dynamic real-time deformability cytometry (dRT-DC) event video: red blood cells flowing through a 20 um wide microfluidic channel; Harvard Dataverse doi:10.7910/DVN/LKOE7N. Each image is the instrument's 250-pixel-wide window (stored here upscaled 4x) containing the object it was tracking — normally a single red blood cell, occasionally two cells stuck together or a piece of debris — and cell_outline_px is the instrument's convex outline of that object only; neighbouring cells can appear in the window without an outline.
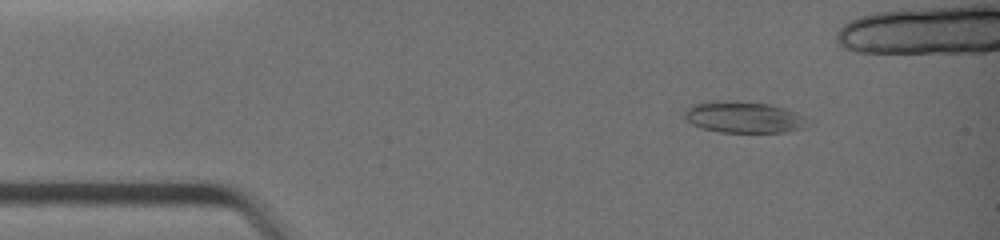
{"species": "common noctule bat (a hibernating species)", "species_latin": "Nyctalus noctula", "temperature_condition": "warm", "stored_images_in_passage": 36, "camera_frame_rate_fps": 3000, "um_per_image_px": 0.085, "animal": {"sex": "female", "body_mass_g": 19.0, "forearm_length_mm": 51.5}, "frame": {"image": 1, "passage_image": 5, "time_ms": 1.333, "image_size_px": [1000, 240], "cell_outline_px": [[804, 128], [784, 132], [720, 132], [704, 128], [692, 124], [684, 120], [684, 112], [692, 104], [704, 100], [736, 100], [768, 104], [784, 108], [796, 112], [804, 116]], "centroid_in_image_um": [63.12, 9.93], "position_along_channel_um": 21.9, "area_um2": 22.66}}
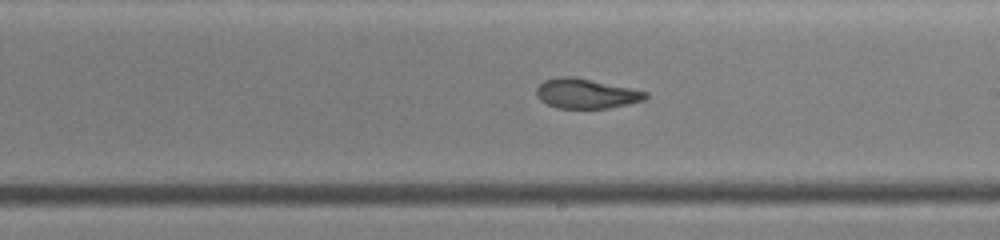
{"frame": {"image": 2, "passage_image": 23, "time_ms": 7.333, "image_size_px": [1000, 240], "cell_outline_px": [[648, 96], [644, 100], [628, 104], [608, 108], [556, 108], [540, 100], [536, 96], [536, 88], [544, 80], [556, 76], [576, 76], [648, 92]], "centroid_in_image_um": [49.79, 7.94], "position_along_channel_um": 239.2, "area_um2": 19.07}}
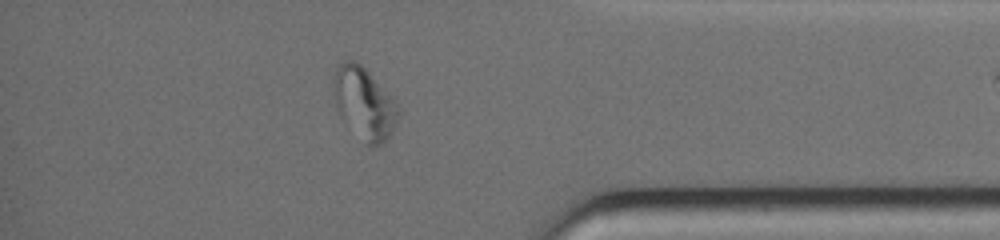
{"frame": {"image": 3, "passage_image": 34, "time_ms": 11.0, "image_size_px": [1000, 240], "cell_outline_px": [[400, 112], [388, 136], [380, 144], [372, 148], [368, 148], [364, 144], [340, 116], [336, 104], [336, 68], [344, 60], [356, 60], [368, 72], [396, 104]], "centroid_in_image_um": [30.95, 8.83], "position_along_channel_um": 404.2, "area_um2": 25.95}}